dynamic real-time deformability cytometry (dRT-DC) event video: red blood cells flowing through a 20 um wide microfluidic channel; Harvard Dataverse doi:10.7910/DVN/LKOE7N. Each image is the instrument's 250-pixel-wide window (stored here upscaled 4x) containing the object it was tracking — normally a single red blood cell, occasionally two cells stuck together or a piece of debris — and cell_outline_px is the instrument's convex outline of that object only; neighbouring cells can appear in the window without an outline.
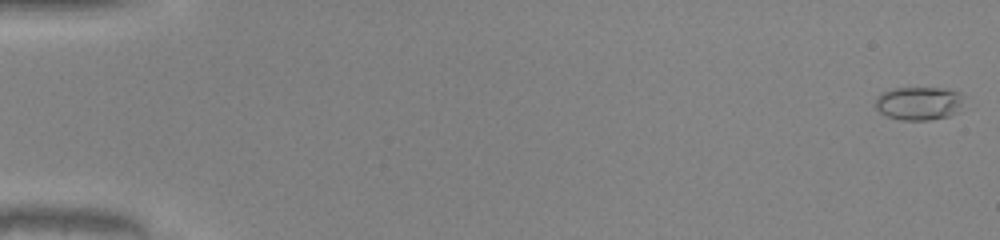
{"species": "common noctule bat (a hibernating species)", "species_latin": "Nyctalus noctula", "temperature_condition": "warm", "stored_images_in_passage": 51, "camera_frame_rate_fps": 3000, "um_per_image_px": 0.085, "animal": {"sex": "male", "body_mass_g": 20.0, "forearm_length_mm": 53.3}, "frame": {"image": 1, "passage_image": 1, "time_ms": 0.0, "image_size_px": [1000, 240], "cell_outline_px": [[964, 96], [960, 112], [948, 116], [928, 120], [900, 120], [888, 116], [880, 112], [876, 108], [876, 96], [880, 92], [892, 88], [948, 88], [960, 92]], "centroid_in_image_um": [78.13, 8.77], "position_along_channel_um": 6.9, "area_um2": 17.57}}
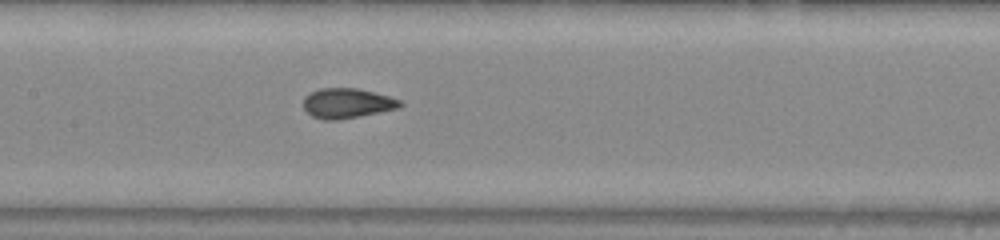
{"frame": {"image": 2, "passage_image": 26, "time_ms": 8.333, "image_size_px": [1000, 240], "cell_outline_px": [[404, 104], [400, 108], [340, 120], [324, 120], [312, 116], [304, 108], [304, 96], [320, 88], [356, 88], [388, 96], [400, 100]], "centroid_in_image_um": [29.51, 8.78], "position_along_channel_um": 177.9, "area_um2": 16.82}}
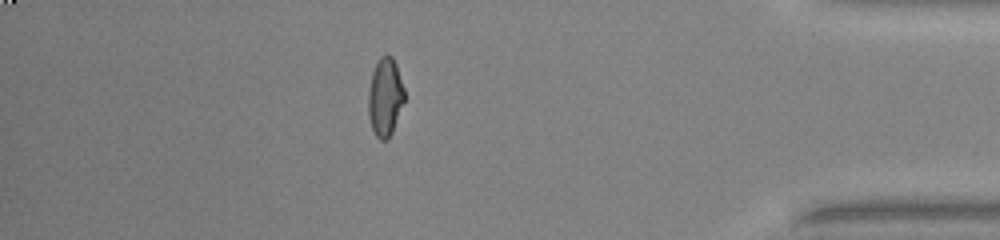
{"frame": {"image": 3, "passage_image": 45, "time_ms": 14.667, "image_size_px": [1000, 240], "cell_outline_px": [[404, 100], [392, 132], [388, 140], [380, 140], [376, 136], [372, 128], [368, 116], [368, 92], [372, 72], [380, 56], [392, 56], [396, 64], [404, 88]], "centroid_in_image_um": [32.72, 8.26], "position_along_channel_um": 402.5, "area_um2": 16.36}, "authors_computed_cell_mechanics": {"area_um2": 16.8776, "velocity_mm_per_s": 4.1318, "shape_relaxation_time_tau1_ms": 8.5122, "shape_relaxation_time_tau2_ms": null, "deformation_change_tau1": 0.2223, "deformation_change_tau2": null}}